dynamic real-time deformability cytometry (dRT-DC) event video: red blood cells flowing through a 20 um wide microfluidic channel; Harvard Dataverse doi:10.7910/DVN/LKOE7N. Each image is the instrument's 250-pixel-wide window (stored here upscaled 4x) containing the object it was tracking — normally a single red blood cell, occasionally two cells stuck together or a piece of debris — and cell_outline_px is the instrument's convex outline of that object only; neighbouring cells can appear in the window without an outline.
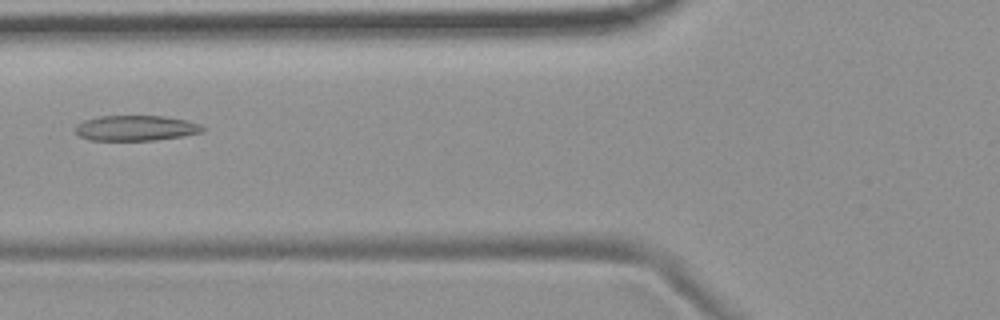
{"species": "common noctule bat (a hibernating species)", "species_latin": "Nyctalus noctula", "temperature_condition": "room temperature", "stored_images_in_passage": 9, "camera_frame_rate_fps": 3000, "um_per_image_px": 0.085, "animal": {"sex": "female", "body_mass_g": 19.9}, "frame": {"image": 1, "passage_image": 6, "time_ms": 6.667, "image_size_px": [1000, 320], "cell_outline_px": [[204, 132], [184, 136], [156, 140], [88, 140], [80, 136], [72, 128], [76, 124], [84, 120], [100, 116], [164, 116], [188, 120], [200, 124], [204, 128]], "centroid_in_image_um": [11.54, 10.88], "position_along_channel_um": 114.3, "area_um2": 19.02}}
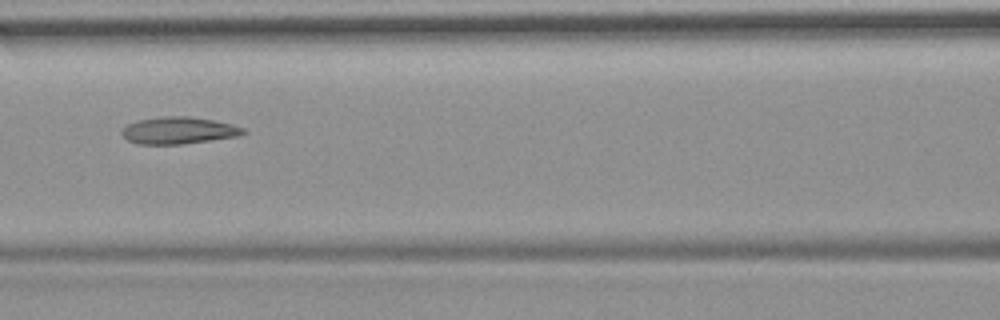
{"frame": {"image": 2, "passage_image": 7, "time_ms": 7.667, "image_size_px": [1000, 320], "cell_outline_px": [[248, 132], [240, 136], [212, 140], [180, 144], [136, 144], [128, 140], [120, 132], [128, 124], [140, 120], [160, 116], [188, 116], [212, 120], [232, 124], [244, 128]], "centroid_in_image_um": [15.21, 11.09], "position_along_channel_um": 151.4, "area_um2": 19.07}}
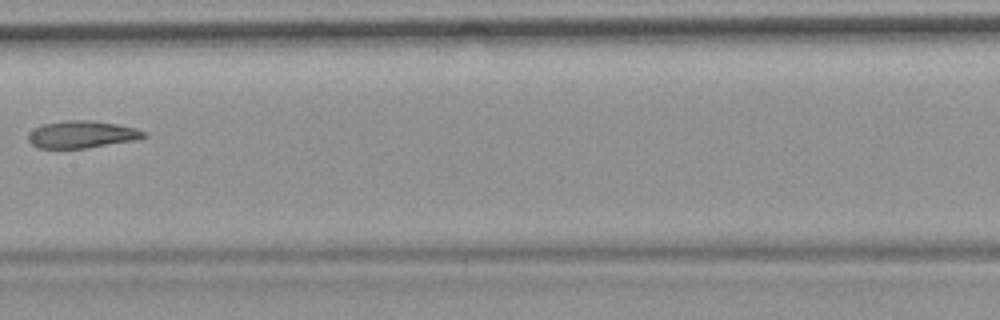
{"frame": {"image": 3, "passage_image": 8, "time_ms": 9.0, "image_size_px": [1000, 320], "cell_outline_px": [[148, 136], [136, 140], [84, 148], [36, 148], [28, 140], [28, 136], [40, 124], [64, 120], [92, 120], [116, 124], [136, 128], [148, 132]], "centroid_in_image_um": [6.99, 11.42], "position_along_channel_um": 200.4, "area_um2": 18.38}}